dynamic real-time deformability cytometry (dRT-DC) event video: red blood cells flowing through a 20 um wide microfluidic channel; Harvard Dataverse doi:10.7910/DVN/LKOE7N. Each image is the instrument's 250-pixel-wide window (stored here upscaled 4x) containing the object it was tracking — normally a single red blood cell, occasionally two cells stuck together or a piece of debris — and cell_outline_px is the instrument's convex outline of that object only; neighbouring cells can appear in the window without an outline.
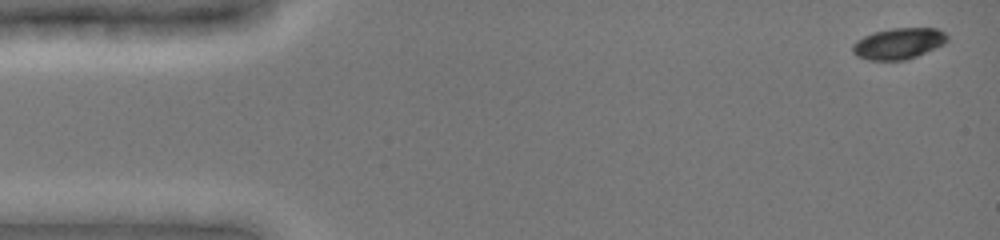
{"species": "common noctule bat (a hibernating species)", "species_latin": "Nyctalus noctula", "temperature_condition": "cold", "stored_images_in_passage": 12, "camera_frame_rate_fps": 3000, "um_per_image_px": 0.085, "animal": {"sex": "female", "body_mass_g": 19.0, "forearm_length_mm": 51.5}, "frame": {"image": 1, "passage_image": 1, "time_ms": 0.0, "image_size_px": [1000, 240], "cell_outline_px": [[948, 40], [944, 44], [908, 60], [868, 60], [856, 56], [852, 52], [852, 44], [856, 40], [872, 32], [892, 28], [936, 28], [944, 32], [948, 36]], "centroid_in_image_um": [76.36, 3.7], "position_along_channel_um": 8.6, "area_um2": 17.34}}
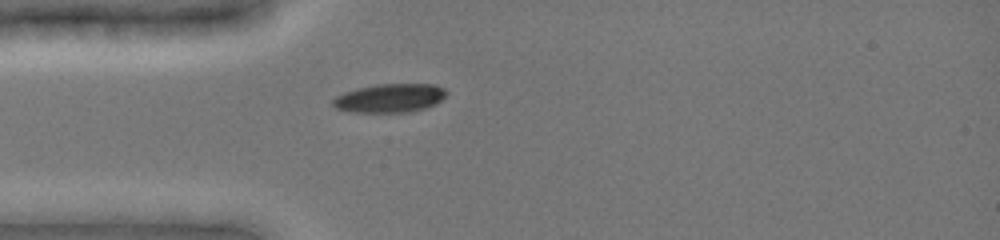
{"frame": {"image": 2, "passage_image": 9, "time_ms": 4.0, "image_size_px": [1000, 240], "cell_outline_px": [[448, 92], [436, 104], [424, 108], [408, 112], [348, 112], [336, 108], [332, 104], [332, 100], [336, 96], [344, 92], [356, 88], [376, 84], [436, 84], [444, 88]], "centroid_in_image_um": [33.11, 8.33], "position_along_channel_um": 51.9, "area_um2": 19.07}}
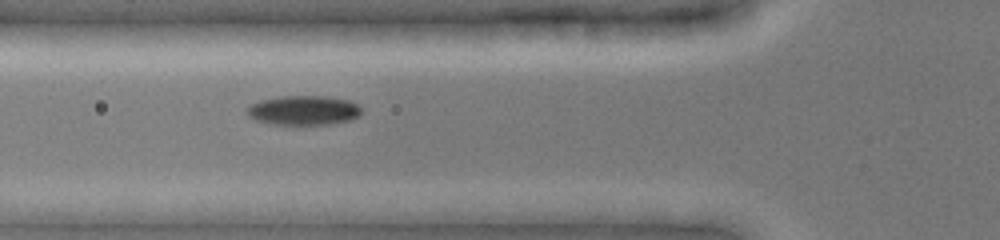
{"frame": {"image": 3, "passage_image": 12, "time_ms": 5.333, "image_size_px": [1000, 240], "cell_outline_px": [[360, 112], [356, 116], [348, 120], [332, 124], [272, 124], [256, 120], [248, 116], [248, 108], [252, 104], [260, 100], [284, 96], [328, 96], [348, 100], [356, 104], [360, 108]], "centroid_in_image_um": [25.79, 9.37], "position_along_channel_um": 100.0, "area_um2": 19.31}}